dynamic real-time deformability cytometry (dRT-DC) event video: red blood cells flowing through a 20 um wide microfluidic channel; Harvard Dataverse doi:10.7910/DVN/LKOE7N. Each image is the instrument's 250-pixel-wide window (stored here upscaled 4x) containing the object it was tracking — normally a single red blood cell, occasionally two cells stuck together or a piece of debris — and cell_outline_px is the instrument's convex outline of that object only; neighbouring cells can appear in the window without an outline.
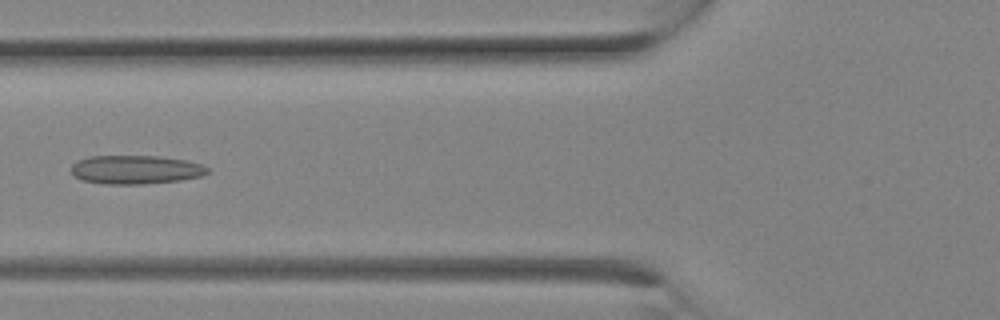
{"species": "Egyptian fruit bat (a non-hibernating species)", "species_latin": "Rousettus aegyptiacus", "temperature_condition": "room temperature", "stored_images_in_passage": 11, "camera_frame_rate_fps": 3000, "um_per_image_px": 0.085, "animal": {"sex": "female"}, "frame": {"image": 1, "passage_image": 10, "time_ms": 3.0, "image_size_px": [1000, 320], "cell_outline_px": [[208, 172], [200, 176], [180, 180], [144, 184], [104, 184], [84, 180], [72, 176], [72, 164], [76, 160], [88, 156], [160, 156], [188, 160], [200, 164], [208, 168]], "centroid_in_image_um": [11.5, 14.41], "position_along_channel_um": 114.3, "area_um2": 22.89}}